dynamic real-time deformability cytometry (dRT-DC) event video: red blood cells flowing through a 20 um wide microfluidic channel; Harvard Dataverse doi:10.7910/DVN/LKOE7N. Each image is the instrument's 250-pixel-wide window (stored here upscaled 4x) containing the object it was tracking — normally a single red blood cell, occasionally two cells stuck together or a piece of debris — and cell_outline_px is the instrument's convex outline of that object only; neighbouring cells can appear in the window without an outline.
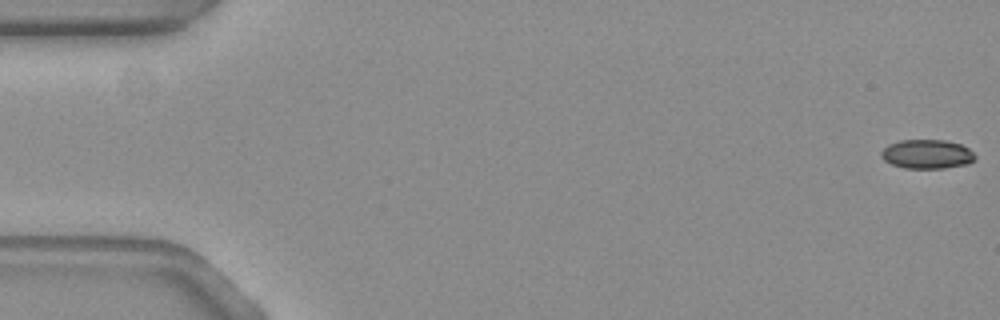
{"species": "common noctule bat (a hibernating species)", "species_latin": "Nyctalus noctula", "temperature_condition": "warm", "stored_images_in_passage": 57, "camera_frame_rate_fps": 3000, "um_per_image_px": 0.085, "animal": {"sex": "female", "body_mass_g": 19.3, "forearm_length_mm": 54.1}, "frame": {"image": 1, "passage_image": 1, "time_ms": 0.0, "image_size_px": [1000, 320], "cell_outline_px": [[976, 160], [968, 164], [944, 168], [904, 168], [892, 164], [884, 160], [880, 156], [880, 152], [888, 144], [900, 140], [944, 140], [960, 144], [968, 148], [976, 156]], "centroid_in_image_um": [78.79, 13.1], "position_along_channel_um": 6.2, "area_um2": 16.01}}
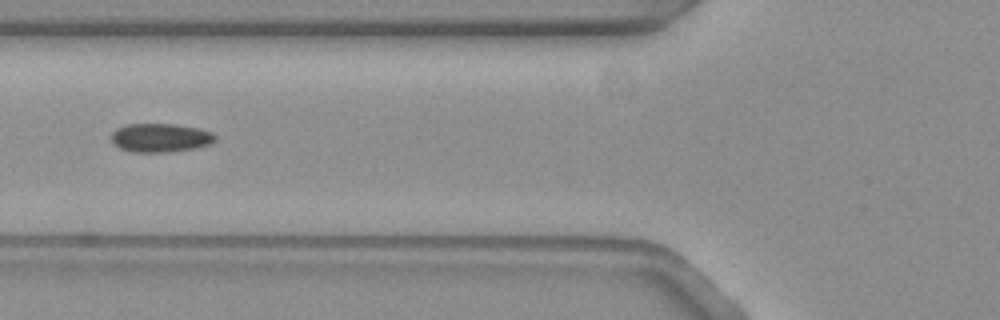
{"frame": {"image": 2, "passage_image": 22, "time_ms": 7.0, "image_size_px": [1000, 320], "cell_outline_px": [[216, 140], [208, 144], [196, 148], [168, 152], [132, 152], [120, 148], [112, 144], [112, 132], [116, 128], [128, 124], [172, 124], [196, 128], [212, 132], [216, 136]], "centroid_in_image_um": [13.61, 11.71], "position_along_channel_um": 112.2, "area_um2": 17.34}}
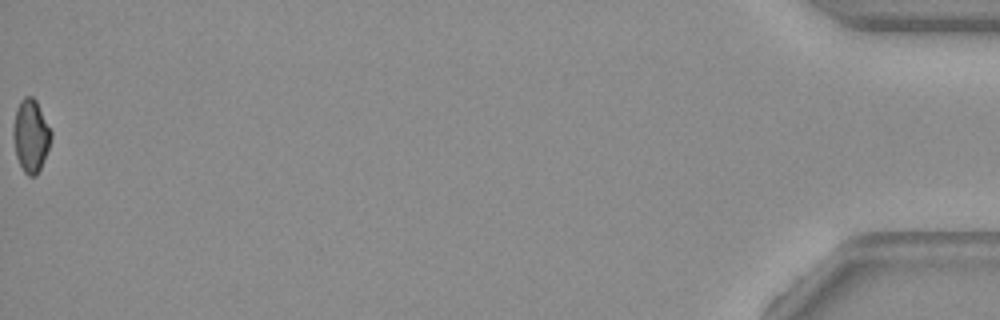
{"frame": {"image": 3, "passage_image": 57, "time_ms": 18.667, "image_size_px": [1000, 320], "cell_outline_px": [[52, 136], [48, 148], [40, 168], [36, 176], [28, 176], [24, 172], [16, 156], [12, 132], [12, 128], [16, 108], [20, 100], [24, 96], [32, 96], [36, 100], [52, 132]], "centroid_in_image_um": [2.6, 11.51], "position_along_channel_um": 432.6, "area_um2": 16.01}, "authors_computed_cell_mechanics": {"area_um2": 17.051, "velocity_mm_per_s": 3.6779, "shape_relaxation_time_tau1_ms": null, "shape_relaxation_time_tau2_ms": 5.7507, "deformation_change_tau1": null, "deformation_change_tau2": 0.0825}}